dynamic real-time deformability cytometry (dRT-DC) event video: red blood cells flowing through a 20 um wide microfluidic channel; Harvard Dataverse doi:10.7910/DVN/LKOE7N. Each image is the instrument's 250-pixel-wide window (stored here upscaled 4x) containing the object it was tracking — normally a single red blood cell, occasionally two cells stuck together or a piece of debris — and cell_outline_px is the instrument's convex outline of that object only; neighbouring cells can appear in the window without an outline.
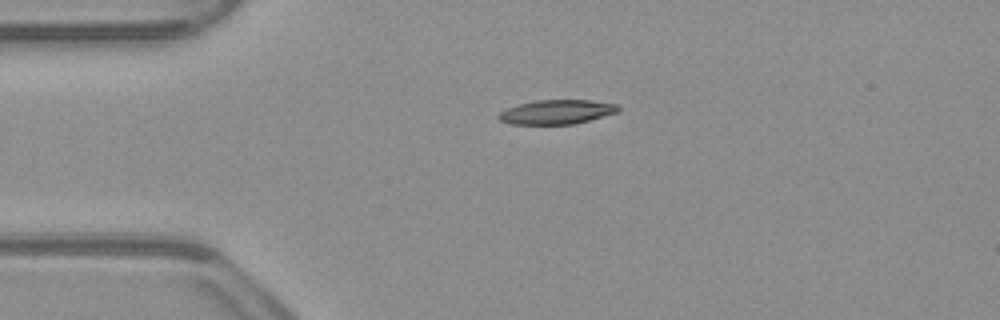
{"species": "common noctule bat (a hibernating species)", "species_latin": "Nyctalus noctula", "temperature_condition": "warm", "stored_images_in_passage": 42, "camera_frame_rate_fps": 3000, "um_per_image_px": 0.085, "animal": {"sex": "male", "body_mass_g": 23.1, "forearm_length_mm": 52.7}, "frame": {"image": 1, "passage_image": 1, "time_ms": 0.0, "image_size_px": [1000, 320], "cell_outline_px": [[620, 112], [576, 124], [512, 124], [500, 120], [496, 116], [500, 112], [508, 108], [520, 104], [536, 100], [588, 100], [616, 104], [620, 108]], "centroid_in_image_um": [47.36, 9.52], "position_along_channel_um": 37.6, "area_um2": 16.94}}
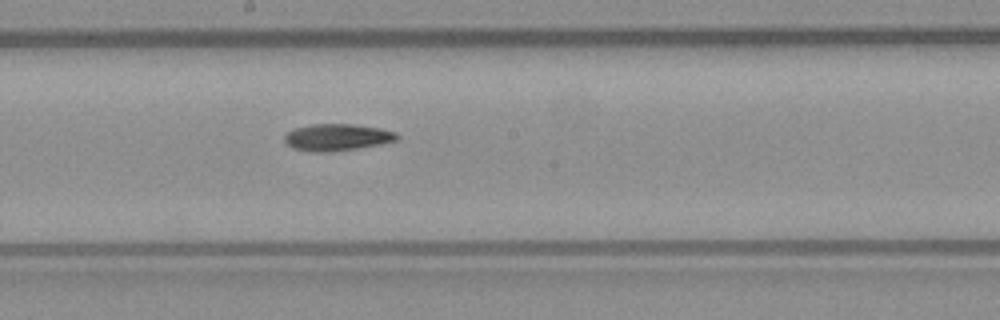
{"frame": {"image": 2, "passage_image": 17, "time_ms": 5.333, "image_size_px": [1000, 320], "cell_outline_px": [[400, 136], [396, 140], [380, 144], [332, 152], [312, 152], [292, 148], [284, 140], [284, 136], [288, 132], [296, 128], [312, 124], [352, 124], [380, 128], [396, 132]], "centroid_in_image_um": [28.65, 11.67], "position_along_channel_um": 219.5, "area_um2": 17.51}}
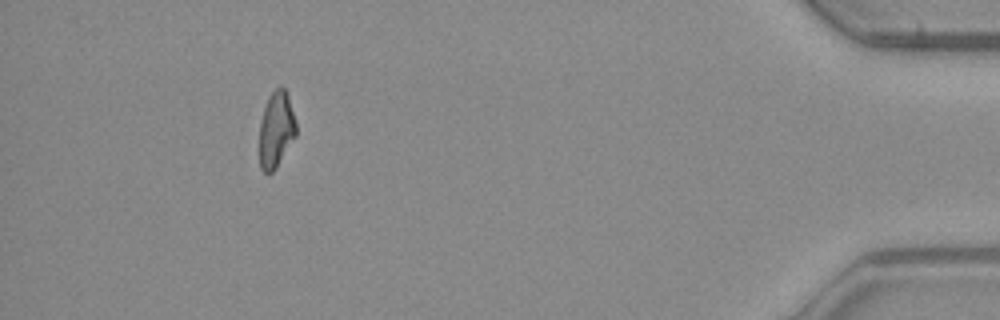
{"frame": {"image": 3, "passage_image": 37, "time_ms": 12.0, "image_size_px": [1000, 320], "cell_outline_px": [[296, 136], [276, 168], [272, 172], [264, 172], [260, 168], [260, 124], [264, 108], [268, 96], [280, 84], [284, 88], [288, 96], [296, 124]], "centroid_in_image_um": [23.47, 11.01], "position_along_channel_um": 411.7, "area_um2": 16.13}}